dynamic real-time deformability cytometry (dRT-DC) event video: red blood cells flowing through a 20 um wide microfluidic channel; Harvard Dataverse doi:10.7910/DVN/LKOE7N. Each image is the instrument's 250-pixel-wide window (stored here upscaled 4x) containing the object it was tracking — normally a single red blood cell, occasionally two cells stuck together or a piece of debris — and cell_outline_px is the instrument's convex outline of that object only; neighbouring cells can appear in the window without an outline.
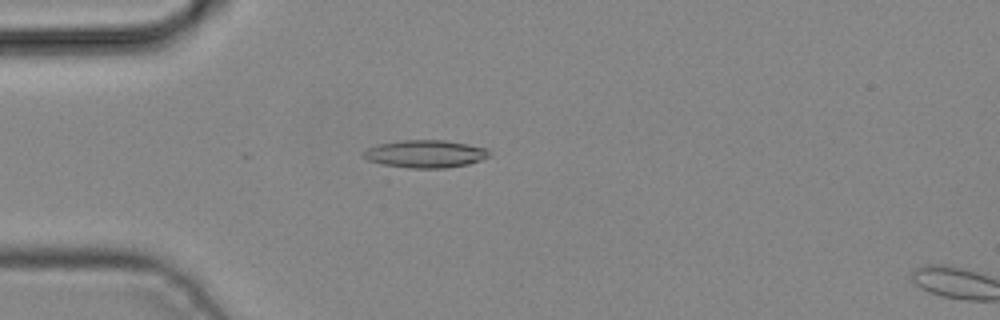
{"species": "common noctule bat (a hibernating species)", "species_latin": "Nyctalus noctula", "temperature_condition": "cold", "stored_images_in_passage": 5, "camera_frame_rate_fps": 3000, "um_per_image_px": 0.085, "animal": {"sex": "male", "body_mass_g": 19.2, "forearm_length_mm": 51.8}, "frame": {"image": 1, "passage_image": 4, "time_ms": 1.0, "image_size_px": [1000, 320], "cell_outline_px": [[492, 156], [468, 164], [444, 168], [408, 168], [384, 164], [368, 160], [360, 156], [360, 152], [368, 148], [380, 144], [404, 140], [444, 140], [468, 144], [488, 148]], "centroid_in_image_um": [36.17, 13.08], "position_along_channel_um": 48.8, "area_um2": 20.35}}